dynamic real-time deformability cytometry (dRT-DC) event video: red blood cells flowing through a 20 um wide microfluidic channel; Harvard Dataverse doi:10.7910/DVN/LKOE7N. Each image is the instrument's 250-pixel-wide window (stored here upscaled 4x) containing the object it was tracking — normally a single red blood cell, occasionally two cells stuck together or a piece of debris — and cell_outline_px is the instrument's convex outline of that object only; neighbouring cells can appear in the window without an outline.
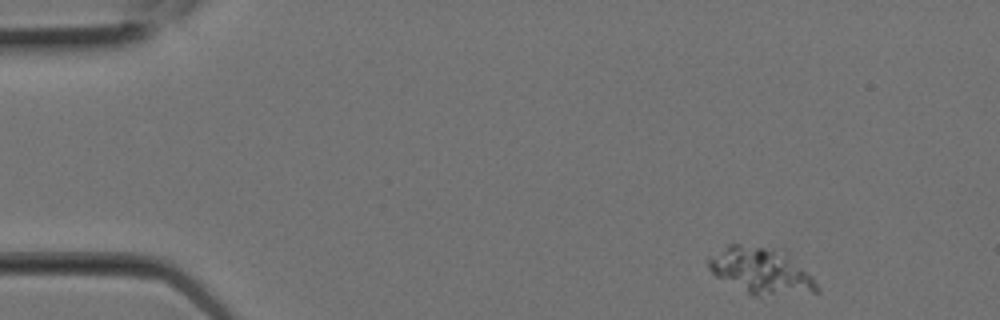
{"species": "Egyptian fruit bat (a non-hibernating species)", "species_latin": "Rousettus aegyptiacus", "temperature_condition": "room temperature", "stored_images_in_passage": 5, "camera_frame_rate_fps": 3000, "um_per_image_px": 0.085, "animal": {"sex": "female"}, "frame": {"image": 1, "passage_image": 1, "time_ms": 0.0, "image_size_px": [1000, 320], "cell_outline_px": [[820, 292], [760, 296], [752, 296], [716, 276], [708, 268], [704, 260], [708, 256], [728, 244], [740, 244], [772, 248], [788, 256], [812, 276], [820, 288]], "centroid_in_image_um": [64.63, 23.03], "position_along_channel_um": 20.4, "area_um2": 29.13}}